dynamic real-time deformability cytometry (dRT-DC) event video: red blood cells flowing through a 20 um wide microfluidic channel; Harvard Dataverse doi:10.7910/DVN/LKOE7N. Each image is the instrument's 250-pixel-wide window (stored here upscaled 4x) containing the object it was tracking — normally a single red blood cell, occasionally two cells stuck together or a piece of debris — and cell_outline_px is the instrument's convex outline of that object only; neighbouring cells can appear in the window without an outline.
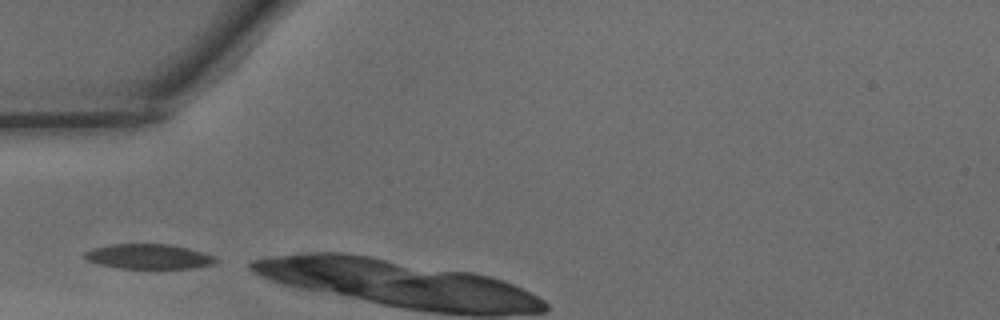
{"species": "common noctule bat (a hibernating species)", "species_latin": "Nyctalus noctula", "temperature_condition": "warm", "stored_images_in_passage": 2, "camera_frame_rate_fps": 3000, "um_per_image_px": 0.085, "animal": {"sex": "male", "body_mass_g": 15.6}, "frame": {"image": 1, "passage_image": 1, "time_ms": 0.0, "image_size_px": [1000, 320], "cell_outline_px": [[220, 260], [212, 264], [192, 268], [120, 268], [100, 264], [84, 260], [80, 256], [84, 252], [92, 248], [108, 244], [172, 244], [204, 252], [216, 256]], "centroid_in_image_um": [12.61, 21.79], "position_along_channel_um": 72.4, "area_um2": 19.31}}